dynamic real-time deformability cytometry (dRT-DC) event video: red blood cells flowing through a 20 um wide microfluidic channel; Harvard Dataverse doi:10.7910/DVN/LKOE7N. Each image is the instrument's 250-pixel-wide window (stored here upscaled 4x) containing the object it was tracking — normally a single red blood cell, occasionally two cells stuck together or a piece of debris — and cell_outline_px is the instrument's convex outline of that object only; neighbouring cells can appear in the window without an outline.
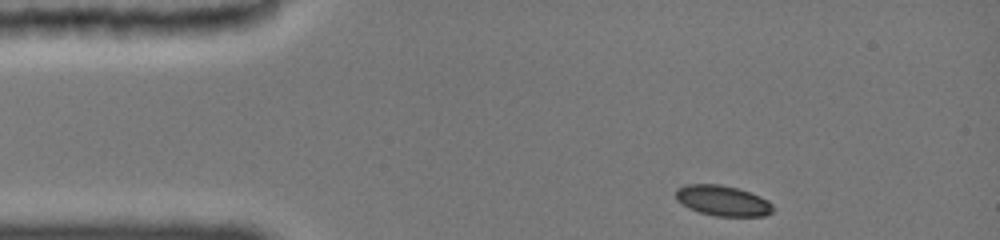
{"species": "common noctule bat (a hibernating species)", "species_latin": "Nyctalus noctula", "temperature_condition": "cold", "stored_images_in_passage": 29, "camera_frame_rate_fps": 3000, "um_per_image_px": 0.085, "animal": {"sex": "female", "body_mass_g": 19.0, "forearm_length_mm": 51.5}, "frame": {"image": 1, "passage_image": 1, "time_ms": 0.0, "image_size_px": [1000, 240], "cell_outline_px": [[776, 208], [772, 212], [764, 216], [716, 216], [700, 212], [676, 200], [676, 188], [684, 184], [720, 184], [736, 188], [760, 196], [768, 200]], "centroid_in_image_um": [61.45, 17.05], "position_along_channel_um": 23.5, "area_um2": 17.17}}
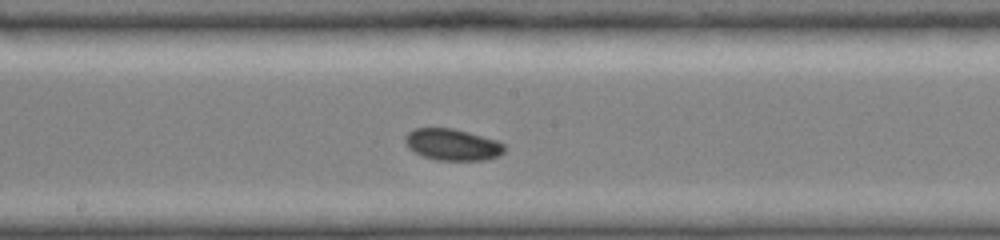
{"frame": {"image": 2, "passage_image": 17, "time_ms": 6.333, "image_size_px": [1000, 240], "cell_outline_px": [[504, 152], [500, 156], [484, 160], [436, 160], [424, 156], [408, 148], [404, 140], [408, 132], [416, 128], [452, 128], [496, 140], [504, 144]], "centroid_in_image_um": [38.46, 12.3], "position_along_channel_um": 209.7, "area_um2": 18.09}}
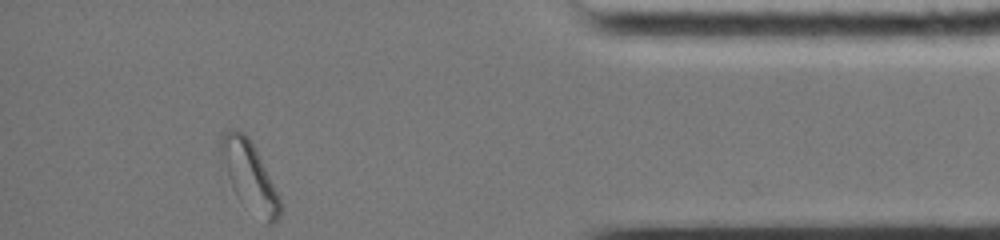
{"frame": {"image": 3, "passage_image": 29, "time_ms": 12.333, "image_size_px": [1000, 240], "cell_outline_px": [[280, 216], [272, 224], [268, 224], [236, 196], [232, 188], [220, 152], [220, 140], [224, 132], [232, 128], [236, 128], [244, 132], [248, 136], [280, 196]], "centroid_in_image_um": [21.2, 14.92], "position_along_channel_um": 414.0, "area_um2": 23.12}, "authors_computed_cell_mechanics": {"area_um2": 18.2648, "velocity_mm_per_s": 3.859, "shape_relaxation_time_tau1_ms": 1.0963, "shape_relaxation_time_tau2_ms": null, "deformation_change_tau1": 0.0322, "deformation_change_tau2": null}}